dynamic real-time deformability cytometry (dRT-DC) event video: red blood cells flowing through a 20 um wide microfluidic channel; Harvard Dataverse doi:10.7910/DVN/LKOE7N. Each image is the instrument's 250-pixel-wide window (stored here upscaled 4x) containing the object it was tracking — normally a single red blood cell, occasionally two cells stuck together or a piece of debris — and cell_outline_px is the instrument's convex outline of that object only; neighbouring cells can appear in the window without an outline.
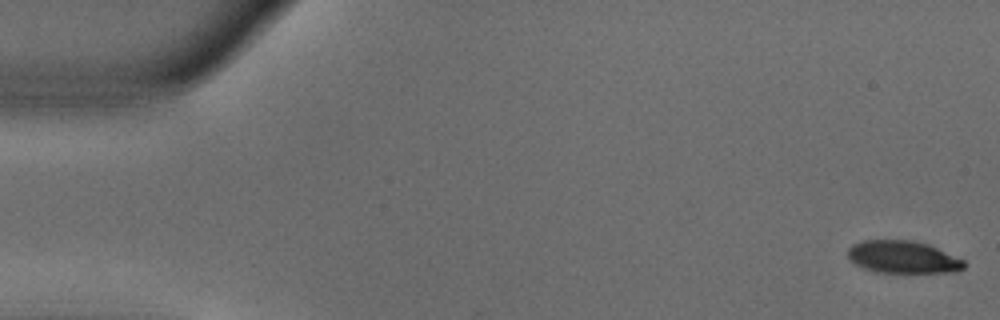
{"species": "common noctule bat (a hibernating species)", "species_latin": "Nyctalus noctula", "temperature_condition": "warm", "stored_images_in_passage": 53, "camera_frame_rate_fps": 3000, "um_per_image_px": 0.085, "animal": {"sex": "male", "body_mass_g": 18.8}, "frame": {"image": 1, "passage_image": 1, "time_ms": 0.0, "image_size_px": [1000, 320], "cell_outline_px": [[964, 268], [956, 272], [876, 272], [864, 268], [848, 260], [848, 248], [852, 244], [864, 240], [912, 240], [928, 244], [964, 260]], "centroid_in_image_um": [76.72, 21.84], "position_along_channel_um": 8.3, "area_um2": 21.91}}
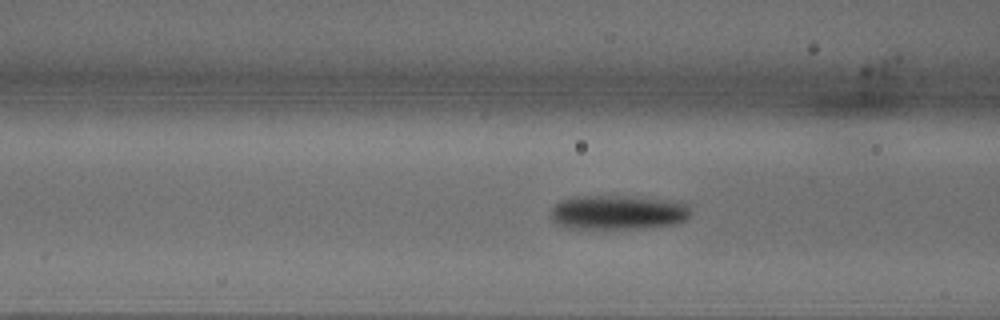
{"frame": {"image": 2, "passage_image": 20, "time_ms": 6.333, "image_size_px": [1000, 320], "cell_outline_px": [[692, 216], [676, 224], [648, 228], [592, 232], [568, 228], [556, 224], [552, 220], [552, 208], [560, 200], [576, 196], [628, 196], [660, 200], [688, 204], [692, 212]], "centroid_in_image_um": [52.48, 18.12], "position_along_channel_um": 114.1, "area_um2": 29.13}}
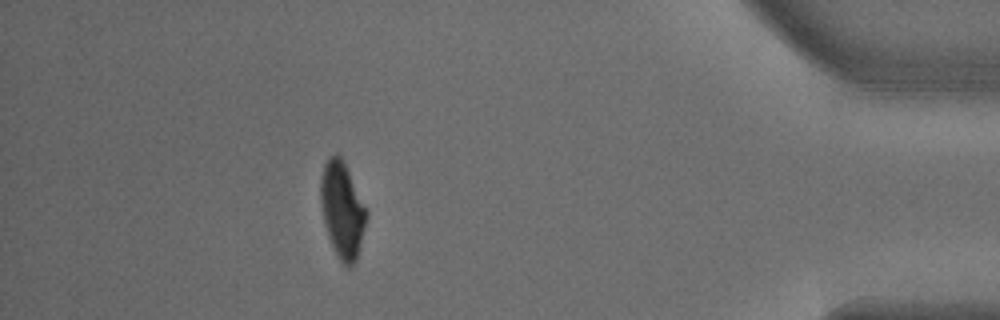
{"frame": {"image": 3, "passage_image": 47, "time_ms": 15.333, "image_size_px": [1000, 320], "cell_outline_px": [[368, 216], [356, 260], [352, 268], [348, 268], [340, 260], [328, 236], [320, 204], [320, 176], [324, 164], [328, 156], [336, 152], [340, 156], [368, 212]], "centroid_in_image_um": [29.08, 17.84], "position_along_channel_um": 406.1, "area_um2": 25.37}, "authors_computed_cell_mechanics": {"area_um2": 26.5302, "velocity_mm_per_s": 3.7924, "shape_relaxation_time_tau1_ms": 2.5438, "shape_relaxation_time_tau2_ms": 2.0369, "deformation_change_tau1": 0.176, "deformation_change_tau2": 0.0433}}